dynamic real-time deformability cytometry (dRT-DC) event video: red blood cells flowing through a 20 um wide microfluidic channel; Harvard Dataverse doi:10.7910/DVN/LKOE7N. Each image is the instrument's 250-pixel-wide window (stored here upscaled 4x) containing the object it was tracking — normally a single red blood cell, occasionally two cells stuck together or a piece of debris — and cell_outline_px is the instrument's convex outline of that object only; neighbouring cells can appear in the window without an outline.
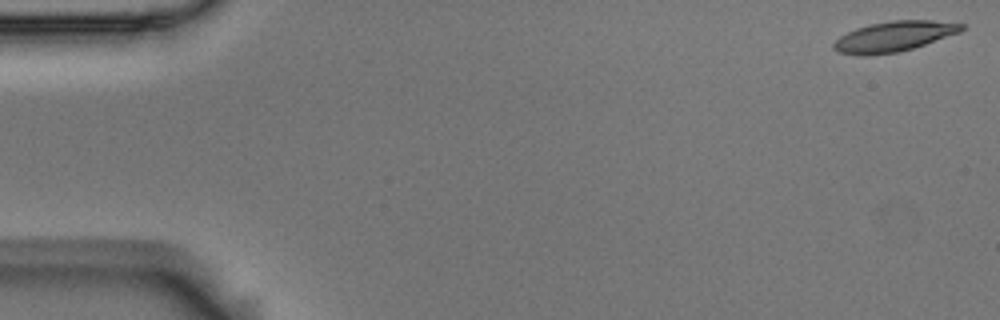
{"species": "Egyptian fruit bat (a non-hibernating species)", "species_latin": "Rousettus aegyptiacus", "temperature_condition": "room temperature", "stored_images_in_passage": 54, "camera_frame_rate_fps": 3000, "um_per_image_px": 0.085, "animal": {"sex": "male"}, "frame": {"image": 1, "passage_image": 1, "time_ms": 0.0, "image_size_px": [1000, 320], "cell_outline_px": [[964, 28], [960, 32], [900, 52], [864, 56], [860, 56], [840, 52], [832, 48], [832, 44], [840, 36], [856, 28], [872, 24], [892, 20], [932, 20], [964, 24]], "centroid_in_image_um": [75.96, 3.1], "position_along_channel_um": 9.0, "area_um2": 22.37}}
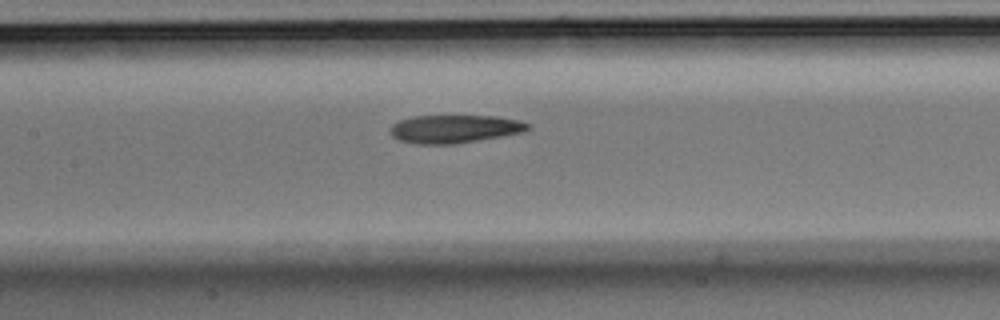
{"frame": {"image": 2, "passage_image": 25, "time_ms": 8.0, "image_size_px": [1000, 320], "cell_outline_px": [[532, 128], [524, 132], [456, 144], [412, 144], [400, 140], [392, 136], [388, 132], [388, 128], [392, 124], [400, 120], [412, 116], [496, 116], [520, 120], [532, 124]], "centroid_in_image_um": [38.64, 10.96], "position_along_channel_um": 168.8, "area_um2": 22.89}}
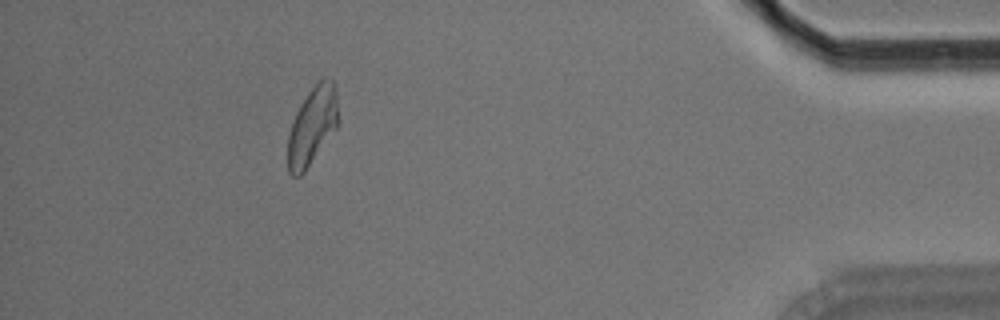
{"frame": {"image": 3, "passage_image": 49, "time_ms": 16.0, "image_size_px": [1000, 320], "cell_outline_px": [[336, 128], [304, 172], [300, 176], [292, 176], [288, 172], [288, 136], [292, 120], [300, 104], [308, 92], [324, 76], [332, 80], [336, 84]], "centroid_in_image_um": [26.51, 10.7], "position_along_channel_um": 408.7, "area_um2": 22.48}, "authors_computed_cell_mechanics": {"area_um2": 22.9177, "velocity_mm_per_s": 3.6729, "shape_relaxation_time_tau1_ms": 5.7072, "shape_relaxation_time_tau2_ms": 5.5572, "deformation_change_tau1": 0.184, "deformation_change_tau2": 0.1422}}